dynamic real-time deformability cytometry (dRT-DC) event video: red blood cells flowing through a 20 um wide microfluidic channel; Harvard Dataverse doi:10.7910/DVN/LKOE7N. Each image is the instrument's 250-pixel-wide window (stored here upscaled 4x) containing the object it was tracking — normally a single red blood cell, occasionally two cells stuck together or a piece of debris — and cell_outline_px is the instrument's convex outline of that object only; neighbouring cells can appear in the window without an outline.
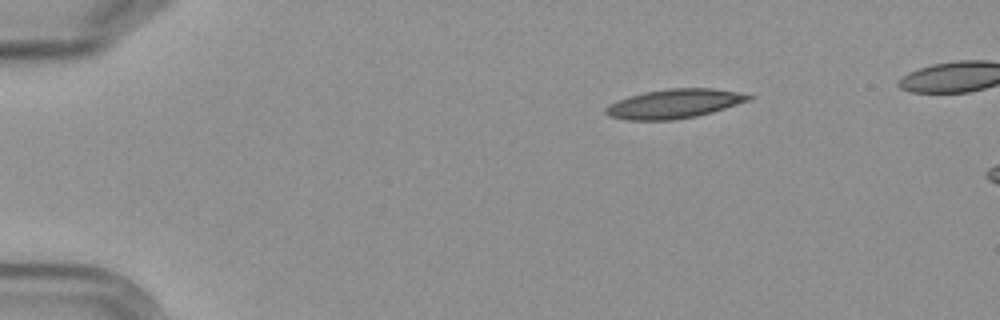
{"species": "Egyptian fruit bat (a non-hibernating species)", "species_latin": "Rousettus aegyptiacus", "temperature_condition": "cold", "stored_images_in_passage": 3, "camera_frame_rate_fps": 3000, "um_per_image_px": 0.085, "frame": {"image": 1, "passage_image": 1, "time_ms": 0.0, "image_size_px": [1000, 320], "cell_outline_px": [[756, 96], [752, 100], [712, 112], [696, 116], [672, 120], [624, 120], [608, 116], [604, 112], [604, 108], [608, 104], [616, 100], [628, 96], [644, 92], [668, 88], [712, 88], [736, 92]], "centroid_in_image_um": [57.28, 8.82], "position_along_channel_um": 27.7, "area_um2": 24.57}}